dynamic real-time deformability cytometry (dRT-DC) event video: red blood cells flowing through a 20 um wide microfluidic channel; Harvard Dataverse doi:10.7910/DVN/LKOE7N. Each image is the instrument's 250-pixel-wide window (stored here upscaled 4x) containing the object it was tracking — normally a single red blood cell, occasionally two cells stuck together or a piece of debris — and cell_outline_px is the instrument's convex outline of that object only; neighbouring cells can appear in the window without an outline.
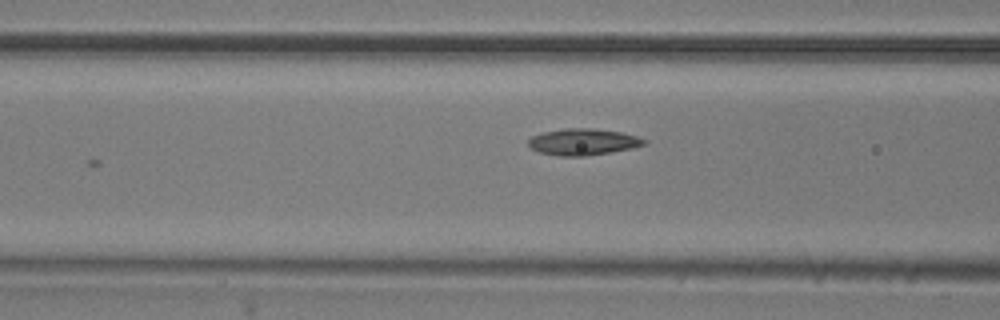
{"species": "common noctule bat (a hibernating species)", "species_latin": "Nyctalus noctula", "temperature_condition": "room temperature", "stored_images_in_passage": 13, "camera_frame_rate_fps": 3000, "um_per_image_px": 0.085, "animal": {"sex": "male", "body_mass_g": 20.5, "forearm_length_mm": 52.5}, "frame": {"image": 1, "passage_image": 8, "time_ms": 2.333, "image_size_px": [1000, 320], "cell_outline_px": [[648, 140], [644, 144], [632, 148], [612, 152], [584, 156], [560, 156], [540, 152], [532, 148], [528, 144], [528, 140], [532, 136], [544, 132], [564, 128], [592, 128], [620, 132], [636, 136]], "centroid_in_image_um": [49.56, 12.06], "position_along_channel_um": 117.0, "area_um2": 17.74}}
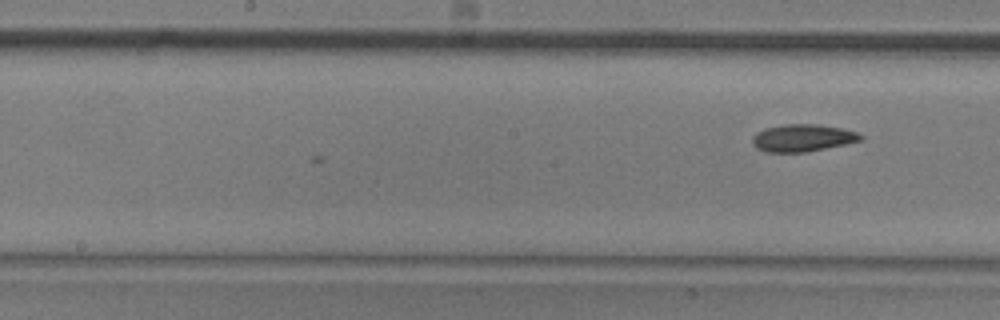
{"frame": {"image": 2, "passage_image": 13, "time_ms": 4.0, "image_size_px": [1000, 320], "cell_outline_px": [[864, 136], [860, 140], [844, 144], [804, 152], [764, 152], [756, 148], [752, 144], [752, 136], [756, 132], [764, 128], [784, 124], [816, 124], [844, 128], [856, 132]], "centroid_in_image_um": [68.16, 11.71], "position_along_channel_um": 180.0, "area_um2": 17.22}}